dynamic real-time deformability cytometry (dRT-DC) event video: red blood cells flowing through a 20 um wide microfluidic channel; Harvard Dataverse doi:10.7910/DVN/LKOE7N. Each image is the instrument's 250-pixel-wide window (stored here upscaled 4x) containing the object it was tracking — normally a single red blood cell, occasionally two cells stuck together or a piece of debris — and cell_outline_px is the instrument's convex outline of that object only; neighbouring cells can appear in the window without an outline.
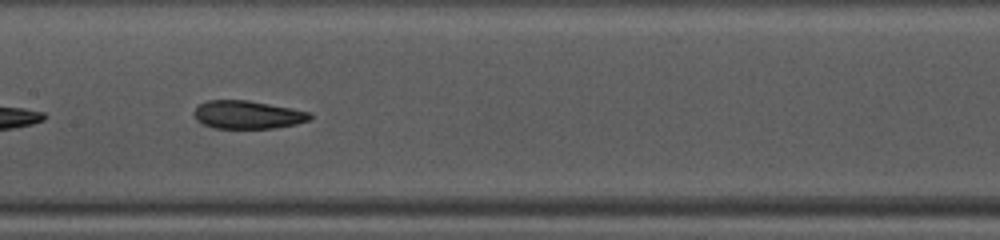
{"species": "common noctule bat (a hibernating species)", "species_latin": "Nyctalus noctula", "temperature_condition": "warm", "stored_images_in_passage": 23, "camera_frame_rate_fps": 3000, "um_per_image_px": 0.085, "animal": {"sex": "female", "body_mass_g": 10.0, "forearm_length_mm": 53.1}, "frame": {"image": 1, "passage_image": 14, "time_ms": 4.333, "image_size_px": [1000, 240], "cell_outline_px": [[312, 120], [296, 124], [272, 128], [216, 128], [204, 124], [196, 120], [196, 108], [200, 104], [208, 100], [248, 100], [312, 112]], "centroid_in_image_um": [21.11, 9.75], "position_along_channel_um": 186.3, "area_um2": 18.84}}
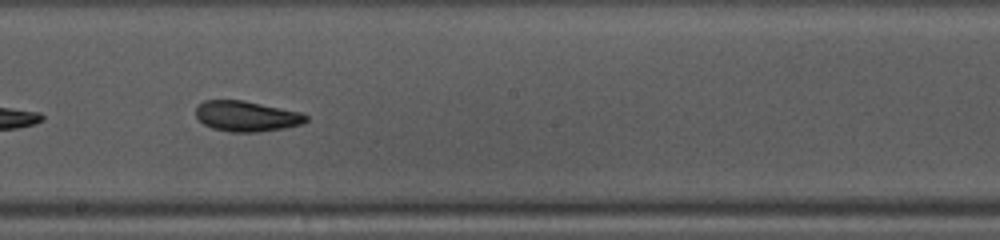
{"frame": {"image": 2, "passage_image": 17, "time_ms": 5.333, "image_size_px": [1000, 240], "cell_outline_px": [[308, 120], [300, 124], [284, 128], [260, 132], [228, 132], [212, 128], [204, 124], [196, 116], [196, 104], [204, 100], [244, 100], [300, 112], [308, 116]], "centroid_in_image_um": [20.93, 9.87], "position_along_channel_um": 227.3, "area_um2": 19.65}}
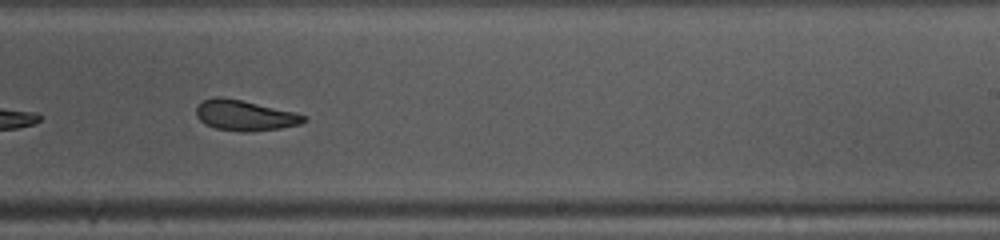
{"frame": {"image": 3, "passage_image": 20, "time_ms": 6.333, "image_size_px": [1000, 240], "cell_outline_px": [[308, 120], [300, 124], [280, 128], [252, 132], [240, 132], [216, 128], [204, 124], [196, 116], [196, 104], [204, 100], [216, 96], [220, 96], [240, 100], [292, 112], [308, 116]], "centroid_in_image_um": [20.77, 9.82], "position_along_channel_um": 268.2, "area_um2": 19.07}}